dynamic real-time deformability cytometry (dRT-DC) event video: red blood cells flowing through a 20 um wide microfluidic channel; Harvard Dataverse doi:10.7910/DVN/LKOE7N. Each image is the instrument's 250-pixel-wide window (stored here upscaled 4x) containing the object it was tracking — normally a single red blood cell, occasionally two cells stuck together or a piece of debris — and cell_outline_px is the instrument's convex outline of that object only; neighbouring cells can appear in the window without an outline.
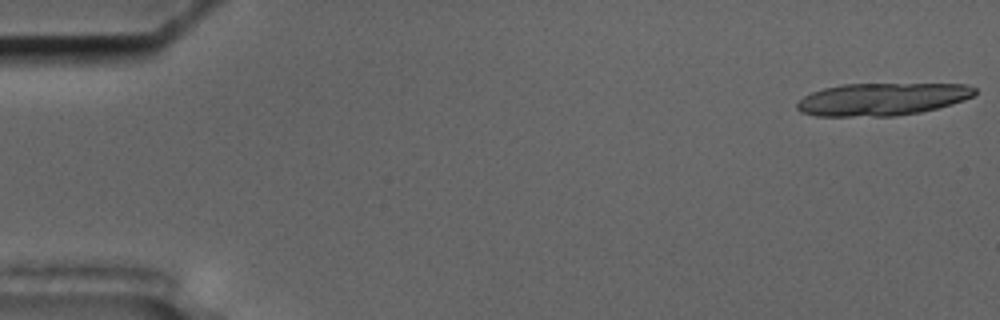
{"species": "common noctule bat (a hibernating species)", "species_latin": "Nyctalus noctula", "temperature_condition": "cold", "stored_images_in_passage": 19, "camera_frame_rate_fps": 3000, "um_per_image_px": 0.085, "animal": {"sex": "male", "body_mass_g": 17.5, "forearm_length_mm": 52.3}, "frame": {"image": 1, "passage_image": 1, "time_ms": 0.0, "image_size_px": [1000, 320], "cell_outline_px": [[976, 92], [972, 96], [964, 100], [952, 104], [920, 112], [892, 116], [816, 116], [800, 112], [796, 108], [796, 104], [804, 96], [812, 92], [824, 88], [840, 84], [968, 84], [976, 88]], "centroid_in_image_um": [74.96, 8.43], "position_along_channel_um": 10.0, "area_um2": 33.7}}